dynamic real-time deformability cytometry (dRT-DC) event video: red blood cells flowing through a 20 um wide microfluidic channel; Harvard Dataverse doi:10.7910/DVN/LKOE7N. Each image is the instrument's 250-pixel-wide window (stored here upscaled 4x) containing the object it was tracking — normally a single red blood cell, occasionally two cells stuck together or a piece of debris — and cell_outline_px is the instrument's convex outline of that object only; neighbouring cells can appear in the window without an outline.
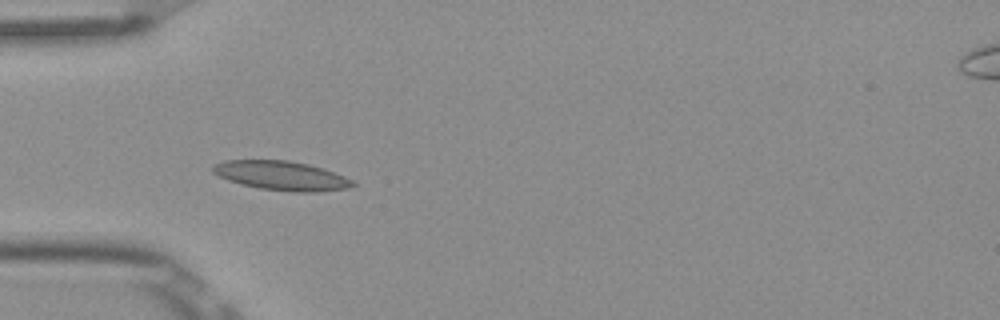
{"species": "Egyptian fruit bat (a non-hibernating species)", "species_latin": "Rousettus aegyptiacus", "temperature_condition": "room temperature", "stored_images_in_passage": 6, "camera_frame_rate_fps": 3000, "um_per_image_px": 0.085, "frame": {"image": 1, "passage_image": 5, "time_ms": 1.333, "image_size_px": [1000, 320], "cell_outline_px": [[356, 184], [348, 188], [316, 192], [292, 192], [260, 188], [240, 184], [228, 180], [212, 172], [212, 164], [224, 160], [288, 160], [308, 164], [324, 168], [344, 176], [352, 180]], "centroid_in_image_um": [23.91, 14.92], "position_along_channel_um": 61.1, "area_um2": 23.87}}
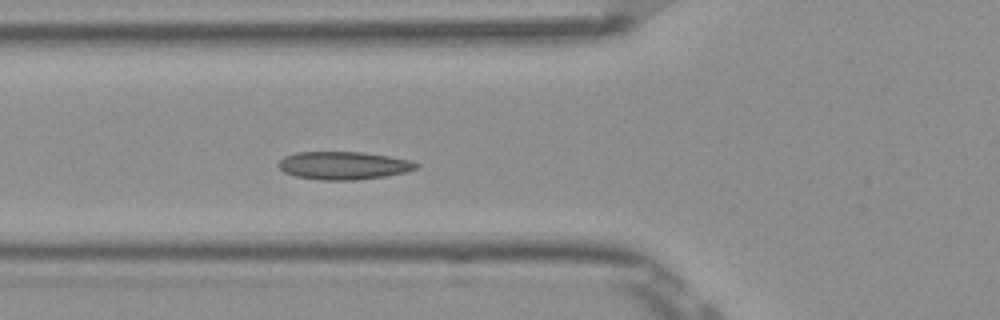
{"frame": {"image": 2, "passage_image": 6, "time_ms": 1.667, "image_size_px": [1000, 320], "cell_outline_px": [[420, 164], [416, 168], [404, 172], [384, 176], [356, 180], [320, 180], [296, 176], [284, 172], [276, 164], [284, 156], [296, 152], [364, 152], [388, 156], [408, 160]], "centroid_in_image_um": [29.15, 14.06], "position_along_channel_um": 96.6, "area_um2": 22.31}}